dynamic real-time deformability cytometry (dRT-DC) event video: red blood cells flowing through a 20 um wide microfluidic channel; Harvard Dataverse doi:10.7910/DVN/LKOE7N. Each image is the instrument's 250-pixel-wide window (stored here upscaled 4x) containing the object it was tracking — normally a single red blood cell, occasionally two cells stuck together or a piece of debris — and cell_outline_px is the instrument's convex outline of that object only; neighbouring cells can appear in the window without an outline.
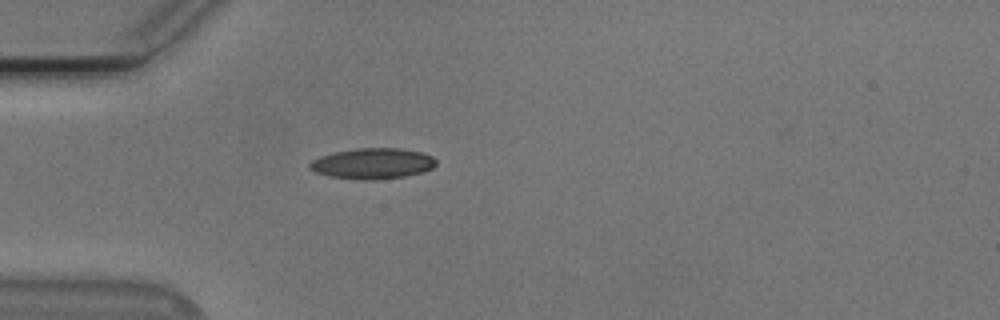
{"species": "Egyptian fruit bat (a non-hibernating species)", "species_latin": "Rousettus aegyptiacus", "temperature_condition": "cold", "stored_images_in_passage": 39, "camera_frame_rate_fps": 3000, "um_per_image_px": 0.085, "animal": {"sex": "male"}, "frame": {"image": 1, "passage_image": 1, "time_ms": 0.0, "image_size_px": [1000, 320], "cell_outline_px": [[436, 164], [432, 168], [424, 172], [404, 176], [372, 180], [360, 180], [328, 176], [316, 172], [308, 168], [308, 164], [312, 160], [320, 156], [336, 152], [356, 148], [400, 148], [420, 152], [432, 156], [436, 160]], "centroid_in_image_um": [31.66, 13.9], "position_along_channel_um": 53.3, "area_um2": 22.66}}
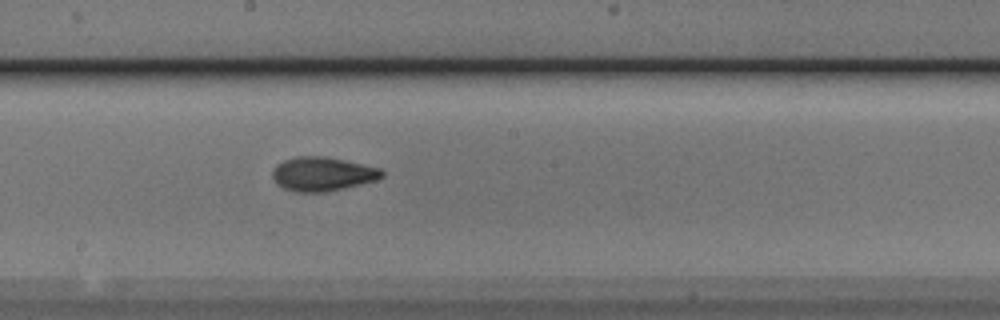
{"frame": {"image": 2, "passage_image": 15, "time_ms": 4.667, "image_size_px": [1000, 320], "cell_outline_px": [[384, 176], [376, 180], [344, 188], [324, 192], [296, 192], [284, 188], [276, 184], [272, 176], [272, 172], [276, 164], [284, 160], [296, 156], [324, 156], [344, 160], [380, 168], [384, 172]], "centroid_in_image_um": [27.39, 14.79], "position_along_channel_um": 220.8, "area_um2": 21.68}}
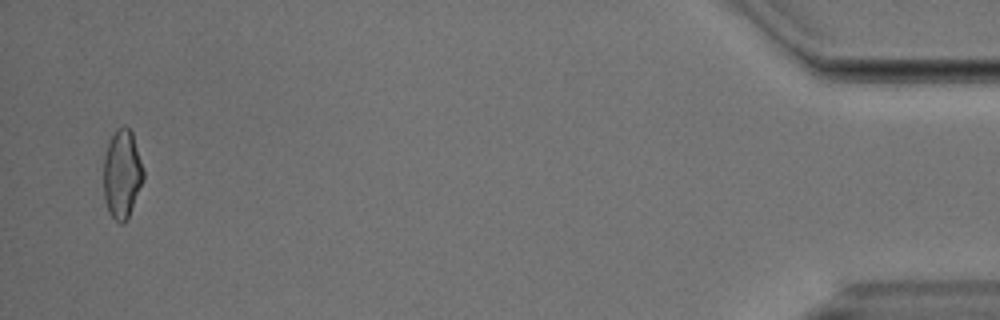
{"frame": {"image": 3, "passage_image": 38, "time_ms": 12.333, "image_size_px": [1000, 320], "cell_outline_px": [[144, 180], [128, 216], [124, 224], [120, 224], [108, 212], [104, 200], [104, 156], [108, 144], [116, 128], [124, 124], [132, 132], [144, 172]], "centroid_in_image_um": [10.37, 14.79], "position_along_channel_um": 424.8, "area_um2": 20.52}, "authors_computed_cell_mechanics": {"area_um2": 20.6924, "velocity_mm_per_s": 3.7876, "shape_relaxation_time_tau1_ms": 4.3679, "shape_relaxation_time_tau2_ms": 2.3751, "deformation_change_tau1": 0.1473, "deformation_change_tau2": 0.082}}